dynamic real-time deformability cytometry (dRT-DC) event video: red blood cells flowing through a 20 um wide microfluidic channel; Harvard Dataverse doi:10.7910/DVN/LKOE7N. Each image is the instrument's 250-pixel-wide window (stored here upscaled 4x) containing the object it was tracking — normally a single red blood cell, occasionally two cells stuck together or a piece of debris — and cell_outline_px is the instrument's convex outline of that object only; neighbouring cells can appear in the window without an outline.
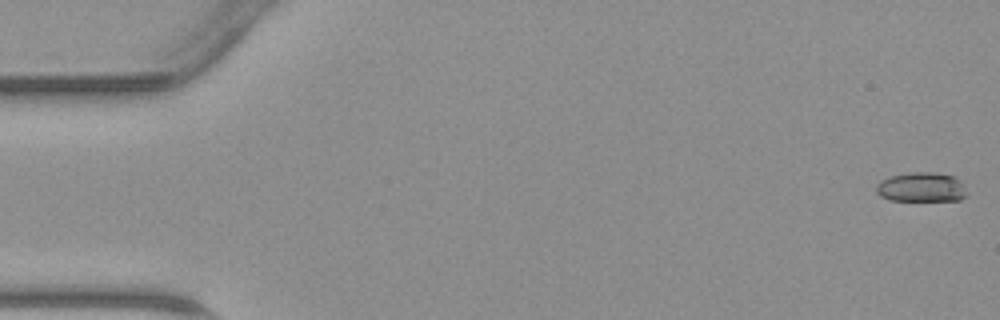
{"species": "common noctule bat (a hibernating species)", "species_latin": "Nyctalus noctula", "temperature_condition": "warm", "stored_images_in_passage": 14, "camera_frame_rate_fps": 3000, "um_per_image_px": 0.085, "animal": {"sex": "male", "body_mass_g": 23.1, "forearm_length_mm": 52.7}, "frame": {"image": 1, "passage_image": 1, "time_ms": 0.0, "image_size_px": [1000, 320], "cell_outline_px": [[968, 196], [960, 200], [892, 200], [880, 196], [876, 192], [876, 184], [880, 180], [892, 176], [908, 172], [936, 172], [956, 176], [960, 180]], "centroid_in_image_um": [78.33, 15.9], "position_along_channel_um": 6.7, "area_um2": 15.72}}
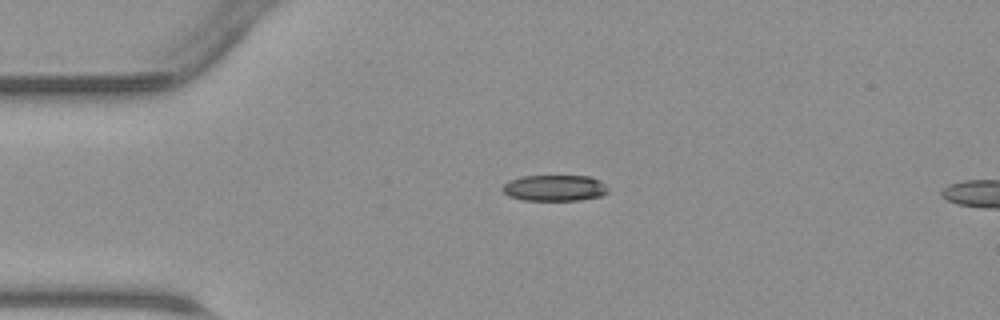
{"frame": {"image": 2, "passage_image": 11, "time_ms": 3.333, "image_size_px": [1000, 320], "cell_outline_px": [[608, 192], [604, 196], [580, 200], [524, 200], [508, 196], [500, 188], [504, 184], [520, 176], [592, 176], [600, 180], [608, 188]], "centroid_in_image_um": [47.18, 15.98], "position_along_channel_um": 37.8, "area_um2": 16.18}}